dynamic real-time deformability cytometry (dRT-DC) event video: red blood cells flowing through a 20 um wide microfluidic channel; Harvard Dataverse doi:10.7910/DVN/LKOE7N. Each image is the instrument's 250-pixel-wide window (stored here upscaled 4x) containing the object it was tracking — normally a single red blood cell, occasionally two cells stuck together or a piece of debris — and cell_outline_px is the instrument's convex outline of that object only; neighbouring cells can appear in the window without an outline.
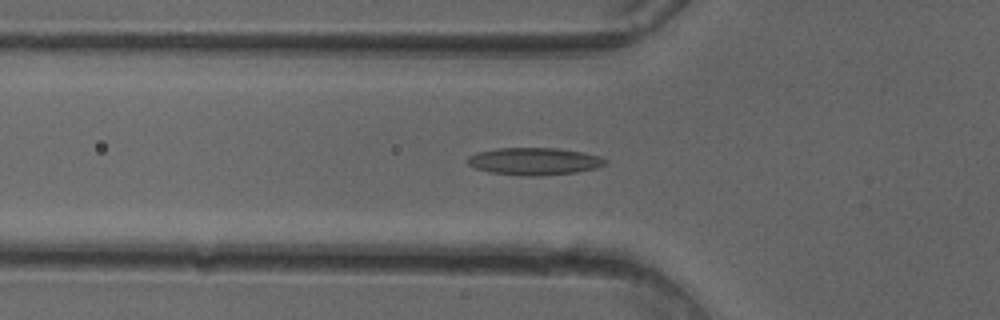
{"species": "common noctule bat (a hibernating species)", "species_latin": "Nyctalus noctula", "temperature_condition": "cold", "stored_images_in_passage": 51, "camera_frame_rate_fps": 3000, "um_per_image_px": 0.085, "animal": {"sex": "female"}, "frame": {"image": 1, "passage_image": 18, "time_ms": 5.667, "image_size_px": [1000, 320], "cell_outline_px": [[608, 164], [596, 168], [576, 172], [540, 176], [524, 176], [488, 172], [476, 168], [468, 164], [464, 160], [468, 156], [476, 152], [496, 148], [560, 148], [584, 152], [600, 156], [608, 160]], "centroid_in_image_um": [45.41, 13.71], "position_along_channel_um": 80.4, "area_um2": 22.31}}
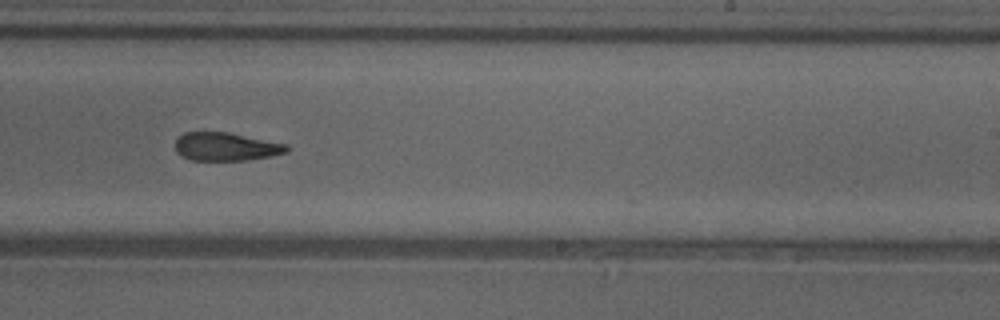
{"frame": {"image": 2, "passage_image": 32, "time_ms": 10.333, "image_size_px": [1000, 320], "cell_outline_px": [[292, 148], [288, 152], [272, 156], [244, 160], [192, 160], [176, 152], [176, 140], [184, 132], [228, 132], [288, 144]], "centroid_in_image_um": [19.27, 12.46], "position_along_channel_um": 269.7, "area_um2": 18.38}}
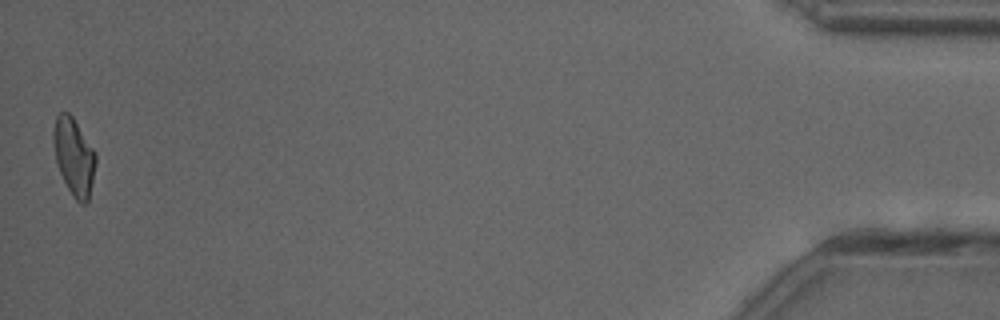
{"frame": {"image": 3, "passage_image": 51, "time_ms": 16.667, "image_size_px": [1000, 320], "cell_outline_px": [[96, 160], [88, 204], [80, 204], [76, 200], [68, 188], [56, 164], [52, 140], [52, 132], [56, 116], [60, 112], [68, 112], [72, 116], [96, 152]], "centroid_in_image_um": [6.27, 13.31], "position_along_channel_um": 428.9, "area_um2": 19.13}, "authors_computed_cell_mechanics": {"area_um2": 20.0566, "velocity_mm_per_s": 4.0428, "shape_relaxation_time_tau1_ms": 10.2574, "shape_relaxation_time_tau2_ms": 2.7306, "deformation_change_tau1": 0.2394, "deformation_change_tau2": 0.1111}}